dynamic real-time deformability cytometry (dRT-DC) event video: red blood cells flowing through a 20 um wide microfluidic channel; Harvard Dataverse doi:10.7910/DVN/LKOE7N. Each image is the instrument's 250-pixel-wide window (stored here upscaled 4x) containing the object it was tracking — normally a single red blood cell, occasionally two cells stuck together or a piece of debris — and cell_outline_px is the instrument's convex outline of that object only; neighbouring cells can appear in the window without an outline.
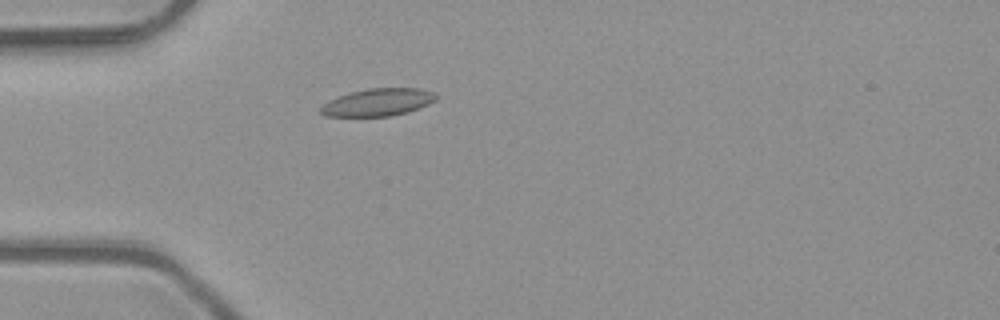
{"species": "common noctule bat (a hibernating species)", "species_latin": "Nyctalus noctula", "temperature_condition": "room temperature", "stored_images_in_passage": 4, "camera_frame_rate_fps": 3000, "um_per_image_px": 0.085, "animal": {"sex": "male", "body_mass_g": 23.1, "forearm_length_mm": 52.7}, "frame": {"image": 1, "passage_image": 4, "time_ms": 1.0, "image_size_px": [1000, 320], "cell_outline_px": [[440, 96], [436, 100], [428, 104], [408, 112], [392, 116], [324, 116], [320, 112], [320, 108], [328, 100], [352, 92], [368, 88], [420, 88], [436, 92]], "centroid_in_image_um": [32.18, 8.69], "position_along_channel_um": 52.8, "area_um2": 18.55}}